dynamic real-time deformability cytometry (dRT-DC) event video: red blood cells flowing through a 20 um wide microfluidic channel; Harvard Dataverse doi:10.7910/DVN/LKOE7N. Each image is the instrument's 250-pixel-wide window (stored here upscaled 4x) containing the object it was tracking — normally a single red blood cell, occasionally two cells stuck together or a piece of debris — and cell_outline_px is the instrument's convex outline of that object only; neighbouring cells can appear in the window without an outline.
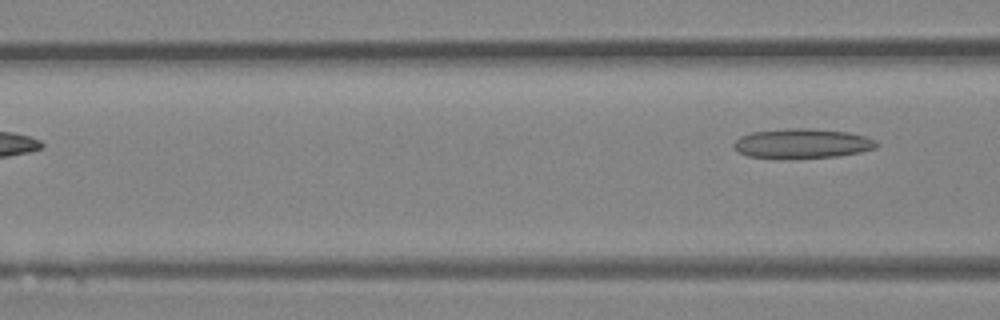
{"species": "Egyptian fruit bat (a non-hibernating species)", "species_latin": "Rousettus aegyptiacus", "temperature_condition": "room temperature", "stored_images_in_passage": 5, "camera_frame_rate_fps": 3000, "um_per_image_px": 0.085, "animal": {"sex": "female"}, "frame": {"image": 1, "passage_image": 5, "time_ms": 4.667, "image_size_px": [1000, 320], "cell_outline_px": [[880, 144], [876, 148], [860, 152], [836, 156], [780, 160], [748, 156], [736, 152], [732, 148], [732, 144], [740, 136], [752, 132], [788, 128], [808, 128], [848, 132], [864, 136], [876, 140]], "centroid_in_image_um": [68.13, 12.22], "position_along_channel_um": 98.5, "area_um2": 25.26}}